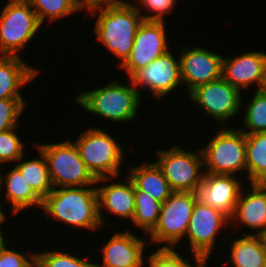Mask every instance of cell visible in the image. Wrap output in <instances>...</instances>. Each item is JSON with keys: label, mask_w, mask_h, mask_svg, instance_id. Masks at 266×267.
I'll list each match as a JSON object with an SVG mask.
<instances>
[{"label": "cell", "mask_w": 266, "mask_h": 267, "mask_svg": "<svg viewBox=\"0 0 266 267\" xmlns=\"http://www.w3.org/2000/svg\"><path fill=\"white\" fill-rule=\"evenodd\" d=\"M85 12L97 18L93 25L95 41L119 60L120 67L132 51L136 31L143 22L141 14L128 0L95 4Z\"/></svg>", "instance_id": "1"}, {"label": "cell", "mask_w": 266, "mask_h": 267, "mask_svg": "<svg viewBox=\"0 0 266 267\" xmlns=\"http://www.w3.org/2000/svg\"><path fill=\"white\" fill-rule=\"evenodd\" d=\"M49 222L59 221L66 226L99 232L102 224L98 212L96 186L54 188L42 202L41 211ZM62 221V222H61Z\"/></svg>", "instance_id": "2"}, {"label": "cell", "mask_w": 266, "mask_h": 267, "mask_svg": "<svg viewBox=\"0 0 266 267\" xmlns=\"http://www.w3.org/2000/svg\"><path fill=\"white\" fill-rule=\"evenodd\" d=\"M127 81L129 83L124 84L116 78L99 88L82 90L73 101L94 116L116 124L129 123L138 117L143 101L131 78H127Z\"/></svg>", "instance_id": "3"}, {"label": "cell", "mask_w": 266, "mask_h": 267, "mask_svg": "<svg viewBox=\"0 0 266 267\" xmlns=\"http://www.w3.org/2000/svg\"><path fill=\"white\" fill-rule=\"evenodd\" d=\"M109 134L108 130L89 127L82 131L75 141L81 159L96 179L107 177L121 178L126 154L122 142ZM125 157V158H124Z\"/></svg>", "instance_id": "4"}, {"label": "cell", "mask_w": 266, "mask_h": 267, "mask_svg": "<svg viewBox=\"0 0 266 267\" xmlns=\"http://www.w3.org/2000/svg\"><path fill=\"white\" fill-rule=\"evenodd\" d=\"M203 146L204 173L234 176L247 173L246 134L237 126L218 127L208 144Z\"/></svg>", "instance_id": "5"}, {"label": "cell", "mask_w": 266, "mask_h": 267, "mask_svg": "<svg viewBox=\"0 0 266 267\" xmlns=\"http://www.w3.org/2000/svg\"><path fill=\"white\" fill-rule=\"evenodd\" d=\"M229 227L230 217L228 215L197 200L184 239L190 245L187 247H190V253H192L193 260L191 259V261H202L208 267L209 259L211 260L213 257L211 255L217 250L215 246L220 241V236L227 234L226 237H228L230 235L225 233V228L230 231ZM221 233L222 235H220Z\"/></svg>", "instance_id": "6"}, {"label": "cell", "mask_w": 266, "mask_h": 267, "mask_svg": "<svg viewBox=\"0 0 266 267\" xmlns=\"http://www.w3.org/2000/svg\"><path fill=\"white\" fill-rule=\"evenodd\" d=\"M33 144L46 158L53 188L96 186L97 179L81 159L73 141Z\"/></svg>", "instance_id": "7"}, {"label": "cell", "mask_w": 266, "mask_h": 267, "mask_svg": "<svg viewBox=\"0 0 266 267\" xmlns=\"http://www.w3.org/2000/svg\"><path fill=\"white\" fill-rule=\"evenodd\" d=\"M36 12L27 0H9L0 12V55L20 56V51L42 29Z\"/></svg>", "instance_id": "8"}, {"label": "cell", "mask_w": 266, "mask_h": 267, "mask_svg": "<svg viewBox=\"0 0 266 267\" xmlns=\"http://www.w3.org/2000/svg\"><path fill=\"white\" fill-rule=\"evenodd\" d=\"M197 200L195 192L174 191L161 205L158 223L148 235L149 244H156L158 248L160 244V248L178 249L187 234Z\"/></svg>", "instance_id": "9"}, {"label": "cell", "mask_w": 266, "mask_h": 267, "mask_svg": "<svg viewBox=\"0 0 266 267\" xmlns=\"http://www.w3.org/2000/svg\"><path fill=\"white\" fill-rule=\"evenodd\" d=\"M174 145L168 149L158 148L154 152L158 157L155 162L162 169L173 191L196 193L204 176L201 148L187 150L178 144Z\"/></svg>", "instance_id": "10"}, {"label": "cell", "mask_w": 266, "mask_h": 267, "mask_svg": "<svg viewBox=\"0 0 266 267\" xmlns=\"http://www.w3.org/2000/svg\"><path fill=\"white\" fill-rule=\"evenodd\" d=\"M243 92L232 86L223 77L200 85L192 90L187 99L195 103L199 113L208 115L209 119L218 123L219 127H226L234 116L241 112V100ZM238 114V115H237ZM227 122V123H226Z\"/></svg>", "instance_id": "11"}, {"label": "cell", "mask_w": 266, "mask_h": 267, "mask_svg": "<svg viewBox=\"0 0 266 267\" xmlns=\"http://www.w3.org/2000/svg\"><path fill=\"white\" fill-rule=\"evenodd\" d=\"M177 57L176 53L174 55L173 50L170 49L131 77L140 96L145 88L144 90L147 89L145 92H150L154 99L160 100L166 96L168 98V95L177 91L179 86L183 87L180 58Z\"/></svg>", "instance_id": "12"}, {"label": "cell", "mask_w": 266, "mask_h": 267, "mask_svg": "<svg viewBox=\"0 0 266 267\" xmlns=\"http://www.w3.org/2000/svg\"><path fill=\"white\" fill-rule=\"evenodd\" d=\"M165 26V22L144 20L139 25L132 51L119 67L128 78L171 49Z\"/></svg>", "instance_id": "13"}, {"label": "cell", "mask_w": 266, "mask_h": 267, "mask_svg": "<svg viewBox=\"0 0 266 267\" xmlns=\"http://www.w3.org/2000/svg\"><path fill=\"white\" fill-rule=\"evenodd\" d=\"M178 54L187 95L196 87L222 77L224 56L220 53L196 45L180 48Z\"/></svg>", "instance_id": "14"}, {"label": "cell", "mask_w": 266, "mask_h": 267, "mask_svg": "<svg viewBox=\"0 0 266 267\" xmlns=\"http://www.w3.org/2000/svg\"><path fill=\"white\" fill-rule=\"evenodd\" d=\"M116 178L118 177L100 178L96 182L99 218L102 226L105 227L111 224L109 223L111 220H109L108 214L118 217V221L120 218V220L129 219L132 221L135 212L133 181L128 175L124 176L122 182L120 179L119 182L114 181Z\"/></svg>", "instance_id": "15"}, {"label": "cell", "mask_w": 266, "mask_h": 267, "mask_svg": "<svg viewBox=\"0 0 266 267\" xmlns=\"http://www.w3.org/2000/svg\"><path fill=\"white\" fill-rule=\"evenodd\" d=\"M111 236L99 249L102 252V264L96 262L95 267H143L149 244L146 235L138 236L131 232L130 228H126L122 232L116 231Z\"/></svg>", "instance_id": "16"}, {"label": "cell", "mask_w": 266, "mask_h": 267, "mask_svg": "<svg viewBox=\"0 0 266 267\" xmlns=\"http://www.w3.org/2000/svg\"><path fill=\"white\" fill-rule=\"evenodd\" d=\"M241 176L204 173L202 182L196 191L197 199L231 217L240 192L247 185V182L243 183L246 178Z\"/></svg>", "instance_id": "17"}, {"label": "cell", "mask_w": 266, "mask_h": 267, "mask_svg": "<svg viewBox=\"0 0 266 267\" xmlns=\"http://www.w3.org/2000/svg\"><path fill=\"white\" fill-rule=\"evenodd\" d=\"M232 224L250 228L247 234L266 236V184L247 183L243 187L230 217L231 228Z\"/></svg>", "instance_id": "18"}, {"label": "cell", "mask_w": 266, "mask_h": 267, "mask_svg": "<svg viewBox=\"0 0 266 267\" xmlns=\"http://www.w3.org/2000/svg\"><path fill=\"white\" fill-rule=\"evenodd\" d=\"M266 69V52L250 51L235 57H223L222 77L232 86L261 90Z\"/></svg>", "instance_id": "19"}, {"label": "cell", "mask_w": 266, "mask_h": 267, "mask_svg": "<svg viewBox=\"0 0 266 267\" xmlns=\"http://www.w3.org/2000/svg\"><path fill=\"white\" fill-rule=\"evenodd\" d=\"M27 63L23 56L0 55V99L25 98L21 88L40 74L39 68Z\"/></svg>", "instance_id": "20"}, {"label": "cell", "mask_w": 266, "mask_h": 267, "mask_svg": "<svg viewBox=\"0 0 266 267\" xmlns=\"http://www.w3.org/2000/svg\"><path fill=\"white\" fill-rule=\"evenodd\" d=\"M8 168L9 171L7 170L4 172L5 174L3 173L2 187L4 189L2 190L5 191H3V194L5 193V196H3L5 202L1 201L2 207L7 201L8 204L6 203V205L11 206V211L9 212L13 217L20 212L22 214V211H29L28 209L34 206L41 209L43 199L30 187L15 166Z\"/></svg>", "instance_id": "21"}, {"label": "cell", "mask_w": 266, "mask_h": 267, "mask_svg": "<svg viewBox=\"0 0 266 267\" xmlns=\"http://www.w3.org/2000/svg\"><path fill=\"white\" fill-rule=\"evenodd\" d=\"M237 236L229 244V267H264L266 258V236L246 234Z\"/></svg>", "instance_id": "22"}, {"label": "cell", "mask_w": 266, "mask_h": 267, "mask_svg": "<svg viewBox=\"0 0 266 267\" xmlns=\"http://www.w3.org/2000/svg\"><path fill=\"white\" fill-rule=\"evenodd\" d=\"M128 173V174H127ZM134 185L146 192L151 198L164 202L174 191L155 161L131 166L126 173Z\"/></svg>", "instance_id": "23"}, {"label": "cell", "mask_w": 266, "mask_h": 267, "mask_svg": "<svg viewBox=\"0 0 266 267\" xmlns=\"http://www.w3.org/2000/svg\"><path fill=\"white\" fill-rule=\"evenodd\" d=\"M31 142L32 148H36L39 156L32 158L26 153L13 165L15 166L22 176L25 178L30 187L44 199L54 188L49 176L48 164L43 152Z\"/></svg>", "instance_id": "24"}, {"label": "cell", "mask_w": 266, "mask_h": 267, "mask_svg": "<svg viewBox=\"0 0 266 267\" xmlns=\"http://www.w3.org/2000/svg\"><path fill=\"white\" fill-rule=\"evenodd\" d=\"M246 182L266 183V132L246 134Z\"/></svg>", "instance_id": "25"}, {"label": "cell", "mask_w": 266, "mask_h": 267, "mask_svg": "<svg viewBox=\"0 0 266 267\" xmlns=\"http://www.w3.org/2000/svg\"><path fill=\"white\" fill-rule=\"evenodd\" d=\"M135 212L132 218L133 227L142 230L146 236L154 229L159 220L162 202L151 198L146 192L134 185Z\"/></svg>", "instance_id": "26"}, {"label": "cell", "mask_w": 266, "mask_h": 267, "mask_svg": "<svg viewBox=\"0 0 266 267\" xmlns=\"http://www.w3.org/2000/svg\"><path fill=\"white\" fill-rule=\"evenodd\" d=\"M36 12L40 24H50L77 12L83 13L86 9L78 0H27Z\"/></svg>", "instance_id": "27"}, {"label": "cell", "mask_w": 266, "mask_h": 267, "mask_svg": "<svg viewBox=\"0 0 266 267\" xmlns=\"http://www.w3.org/2000/svg\"><path fill=\"white\" fill-rule=\"evenodd\" d=\"M242 96L241 100V110L243 111V127H238L245 134H254L260 132H266V92L262 90H255L251 101L246 103ZM245 102V103H244Z\"/></svg>", "instance_id": "28"}, {"label": "cell", "mask_w": 266, "mask_h": 267, "mask_svg": "<svg viewBox=\"0 0 266 267\" xmlns=\"http://www.w3.org/2000/svg\"><path fill=\"white\" fill-rule=\"evenodd\" d=\"M44 249L35 253V267H95V261L89 260L90 257L76 255L66 250Z\"/></svg>", "instance_id": "29"}, {"label": "cell", "mask_w": 266, "mask_h": 267, "mask_svg": "<svg viewBox=\"0 0 266 267\" xmlns=\"http://www.w3.org/2000/svg\"><path fill=\"white\" fill-rule=\"evenodd\" d=\"M144 259L143 267H206L202 261H190L191 257L185 258L184 254L177 248H156ZM180 251V252H179ZM189 258V260H188ZM146 262V263H145ZM191 262V263H190Z\"/></svg>", "instance_id": "30"}, {"label": "cell", "mask_w": 266, "mask_h": 267, "mask_svg": "<svg viewBox=\"0 0 266 267\" xmlns=\"http://www.w3.org/2000/svg\"><path fill=\"white\" fill-rule=\"evenodd\" d=\"M19 128L17 126L10 130L0 132V165L4 166L7 163L14 165L26 153V147H24L26 144L20 139Z\"/></svg>", "instance_id": "31"}, {"label": "cell", "mask_w": 266, "mask_h": 267, "mask_svg": "<svg viewBox=\"0 0 266 267\" xmlns=\"http://www.w3.org/2000/svg\"><path fill=\"white\" fill-rule=\"evenodd\" d=\"M134 1L132 4L139 11L144 21L165 22V15L168 16L172 11L174 12L175 7L178 6V0H136V3Z\"/></svg>", "instance_id": "32"}, {"label": "cell", "mask_w": 266, "mask_h": 267, "mask_svg": "<svg viewBox=\"0 0 266 267\" xmlns=\"http://www.w3.org/2000/svg\"><path fill=\"white\" fill-rule=\"evenodd\" d=\"M26 105L25 98L0 99V132L20 126Z\"/></svg>", "instance_id": "33"}, {"label": "cell", "mask_w": 266, "mask_h": 267, "mask_svg": "<svg viewBox=\"0 0 266 267\" xmlns=\"http://www.w3.org/2000/svg\"><path fill=\"white\" fill-rule=\"evenodd\" d=\"M6 238L0 237V267H35V254L10 249Z\"/></svg>", "instance_id": "34"}, {"label": "cell", "mask_w": 266, "mask_h": 267, "mask_svg": "<svg viewBox=\"0 0 266 267\" xmlns=\"http://www.w3.org/2000/svg\"><path fill=\"white\" fill-rule=\"evenodd\" d=\"M4 207H2L1 205V201H0V237L1 236H5L6 233H4V229L2 228L3 227V224L6 226V220L8 219V214L5 212L6 210H3Z\"/></svg>", "instance_id": "35"}, {"label": "cell", "mask_w": 266, "mask_h": 267, "mask_svg": "<svg viewBox=\"0 0 266 267\" xmlns=\"http://www.w3.org/2000/svg\"><path fill=\"white\" fill-rule=\"evenodd\" d=\"M83 7L86 9L89 6L95 5V4H101V3H106V2H112L116 0H78Z\"/></svg>", "instance_id": "36"}, {"label": "cell", "mask_w": 266, "mask_h": 267, "mask_svg": "<svg viewBox=\"0 0 266 267\" xmlns=\"http://www.w3.org/2000/svg\"><path fill=\"white\" fill-rule=\"evenodd\" d=\"M1 167H0V171H1V169L2 168H4V167H6V166H3V165H0ZM3 166V167H2ZM3 171H1L0 172V197H1V194H2V185H3V173H2ZM2 199L0 198V201H1Z\"/></svg>", "instance_id": "37"}, {"label": "cell", "mask_w": 266, "mask_h": 267, "mask_svg": "<svg viewBox=\"0 0 266 267\" xmlns=\"http://www.w3.org/2000/svg\"><path fill=\"white\" fill-rule=\"evenodd\" d=\"M261 90L266 92V69H265V75H264V82H263Z\"/></svg>", "instance_id": "38"}]
</instances>
